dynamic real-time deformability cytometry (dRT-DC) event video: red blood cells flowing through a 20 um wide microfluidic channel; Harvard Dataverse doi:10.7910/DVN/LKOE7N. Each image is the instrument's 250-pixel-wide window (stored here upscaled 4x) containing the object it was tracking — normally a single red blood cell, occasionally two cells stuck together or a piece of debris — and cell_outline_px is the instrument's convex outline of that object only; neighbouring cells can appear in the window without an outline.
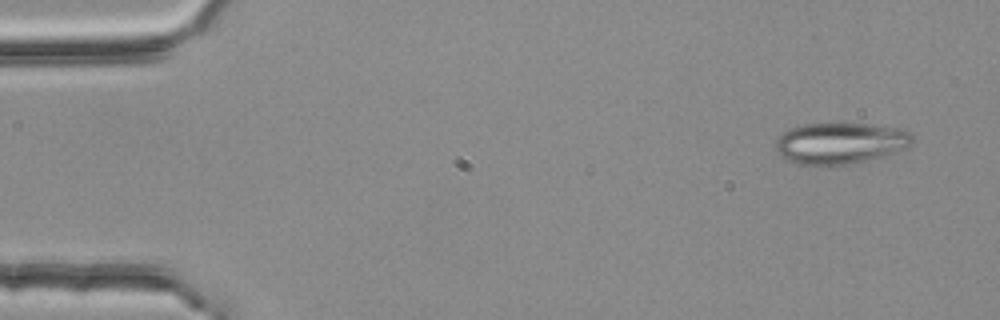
{"species": "common noctule bat (a hibernating species)", "species_latin": "Nyctalus noctula", "temperature_condition": "room temperature", "stored_images_in_passage": 3, "camera_frame_rate_fps": 3000, "um_per_image_px": 0.085, "animal": {"sex": "female", "body_mass_g": 25.1}, "frame": {"image": 1, "passage_image": 1, "time_ms": 0.0, "image_size_px": [1000, 320], "cell_outline_px": [[912, 144], [908, 148], [884, 156], [844, 164], [796, 164], [788, 160], [776, 148], [776, 140], [788, 128], [800, 124], [868, 124], [904, 128], [912, 136]], "centroid_in_image_um": [71.46, 12.14], "position_along_channel_um": 13.5, "area_um2": 32.54}}